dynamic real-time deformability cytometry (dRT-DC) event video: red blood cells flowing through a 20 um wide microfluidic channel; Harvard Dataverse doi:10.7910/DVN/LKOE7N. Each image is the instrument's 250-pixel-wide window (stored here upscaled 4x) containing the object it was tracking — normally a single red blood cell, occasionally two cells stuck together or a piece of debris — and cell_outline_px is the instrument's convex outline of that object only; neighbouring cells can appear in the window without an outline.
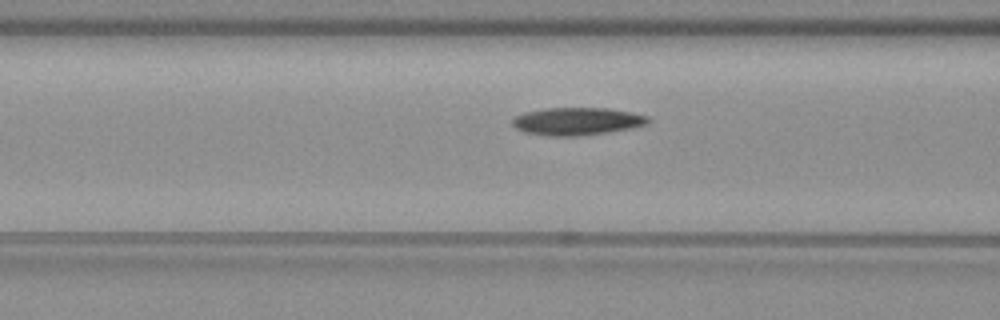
{"species": "common noctule bat (a hibernating species)", "species_latin": "Nyctalus noctula", "temperature_condition": "warm", "stored_images_in_passage": 8, "camera_frame_rate_fps": 3000, "um_per_image_px": 0.085, "animal": {"sex": "female", "body_mass_g": 19.3, "forearm_length_mm": 54.1}, "frame": {"image": 1, "passage_image": 6, "time_ms": 1.667, "image_size_px": [1000, 320], "cell_outline_px": [[652, 120], [648, 124], [632, 128], [608, 132], [580, 136], [552, 136], [528, 132], [516, 128], [512, 124], [512, 120], [516, 116], [524, 112], [544, 108], [608, 108], [632, 112], [648, 116]], "centroid_in_image_um": [49.1, 10.3], "position_along_channel_um": 117.5, "area_um2": 21.91}}